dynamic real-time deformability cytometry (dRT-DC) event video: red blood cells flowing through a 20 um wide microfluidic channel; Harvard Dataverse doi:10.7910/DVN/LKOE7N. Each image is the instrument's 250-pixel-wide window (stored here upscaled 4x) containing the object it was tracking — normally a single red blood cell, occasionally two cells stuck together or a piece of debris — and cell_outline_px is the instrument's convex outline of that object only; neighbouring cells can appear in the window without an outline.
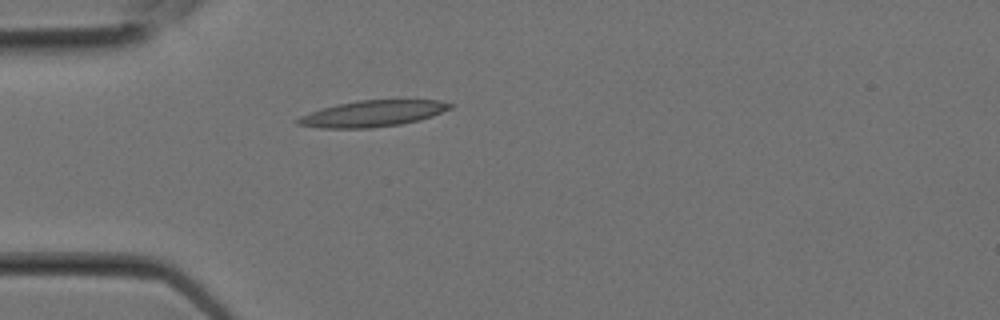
{"species": "Egyptian fruit bat (a non-hibernating species)", "species_latin": "Rousettus aegyptiacus", "temperature_condition": "room temperature", "stored_images_in_passage": 3, "camera_frame_rate_fps": 3000, "um_per_image_px": 0.085, "animal": {"sex": "female"}, "frame": {"image": 1, "passage_image": 3, "time_ms": 0.667, "image_size_px": [1000, 320], "cell_outline_px": [[456, 104], [452, 108], [432, 116], [420, 120], [400, 124], [368, 128], [320, 128], [296, 124], [296, 120], [300, 116], [336, 104], [360, 100], [440, 100]], "centroid_in_image_um": [31.72, 9.65], "position_along_channel_um": 53.3, "area_um2": 23.18}}